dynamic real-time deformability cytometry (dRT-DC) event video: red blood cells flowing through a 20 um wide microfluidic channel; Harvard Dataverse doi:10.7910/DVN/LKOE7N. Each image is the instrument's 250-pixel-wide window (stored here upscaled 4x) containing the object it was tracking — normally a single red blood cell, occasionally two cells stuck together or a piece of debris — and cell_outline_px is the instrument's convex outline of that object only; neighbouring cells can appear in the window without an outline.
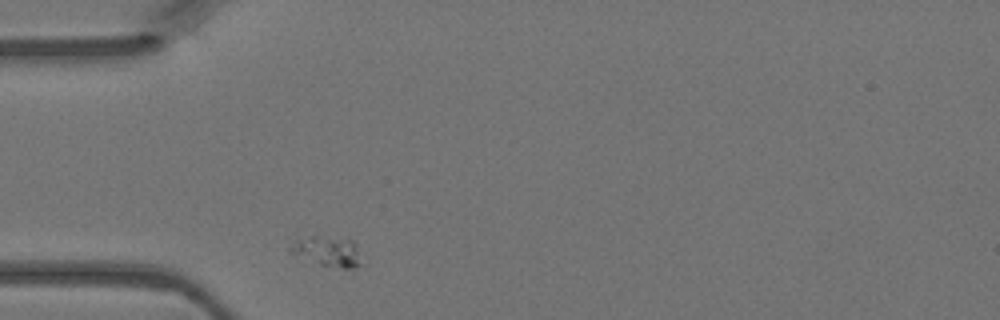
{"species": "Egyptian fruit bat (a non-hibernating species)", "species_latin": "Rousettus aegyptiacus", "temperature_condition": "warm", "stored_images_in_passage": 28, "camera_frame_rate_fps": 3000, "um_per_image_px": 0.085, "animal": {"sex": "female"}, "frame": {"image": 1, "passage_image": 1, "time_ms": 0.0, "image_size_px": [1000, 320], "cell_outline_px": [[360, 264], [352, 276], [288, 252], [288, 248], [296, 240], [312, 236], [348, 236], [352, 240]], "centroid_in_image_um": [27.91, 21.44], "position_along_channel_um": 57.1, "area_um2": 13.24}}
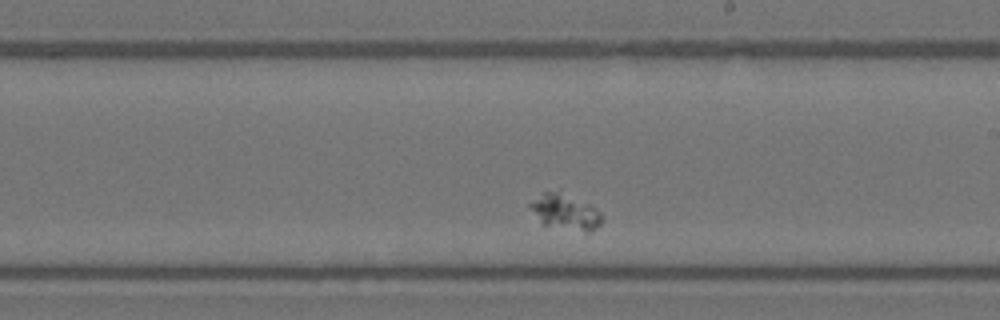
{"frame": {"image": 2, "passage_image": 16, "time_ms": 5.0, "image_size_px": [1000, 320], "cell_outline_px": [[604, 220], [592, 232], [584, 232], [544, 224], [528, 208], [528, 204], [544, 192], [560, 188], [592, 204], [604, 216]], "centroid_in_image_um": [48.11, 17.95], "position_along_channel_um": 240.9, "area_um2": 15.49}}
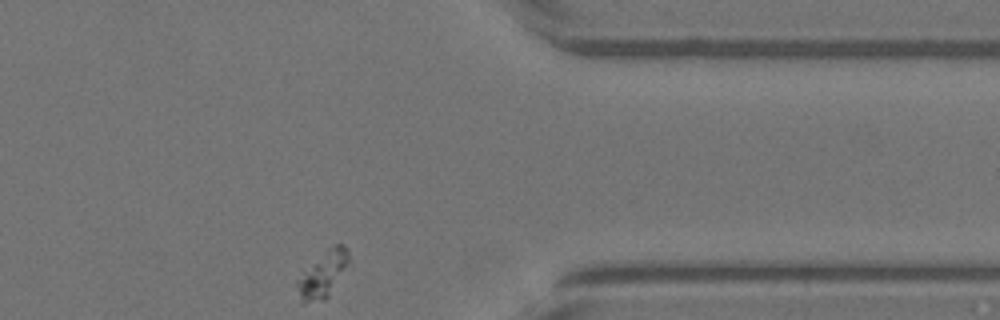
{"frame": {"image": 3, "passage_image": 28, "time_ms": 9.0, "image_size_px": [1000, 320], "cell_outline_px": [[352, 264], [328, 296], [324, 300], [300, 304], [292, 284], [328, 248], [336, 244], [344, 244], [348, 248]], "centroid_in_image_um": [27.46, 23.36], "position_along_channel_um": 383.9, "area_um2": 14.51}}